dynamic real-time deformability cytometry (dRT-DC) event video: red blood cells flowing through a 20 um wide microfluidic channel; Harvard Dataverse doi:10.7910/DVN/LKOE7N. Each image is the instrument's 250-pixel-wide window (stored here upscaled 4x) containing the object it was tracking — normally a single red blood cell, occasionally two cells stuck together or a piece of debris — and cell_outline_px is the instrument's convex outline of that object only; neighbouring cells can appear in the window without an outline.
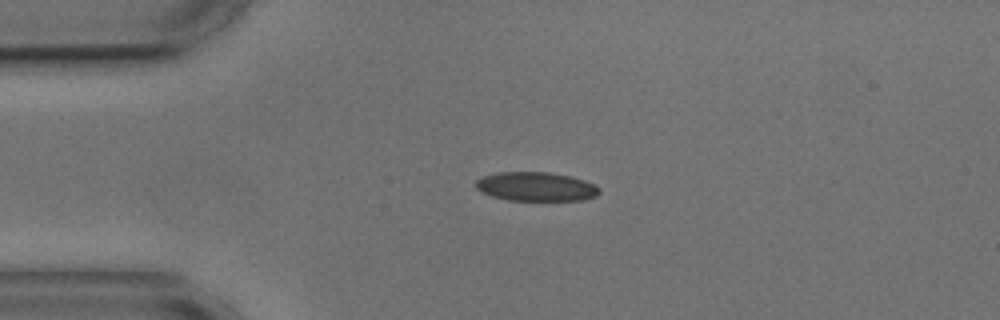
{"species": "common noctule bat (a hibernating species)", "species_latin": "Nyctalus noctula", "temperature_condition": "cold", "stored_images_in_passage": 2, "camera_frame_rate_fps": 3000, "um_per_image_px": 0.085, "animal": {"sex": "male", "body_mass_g": 17.9, "forearm_length_mm": 54.2}, "frame": {"image": 1, "passage_image": 1, "time_ms": 0.0, "image_size_px": [1000, 320], "cell_outline_px": [[600, 192], [596, 196], [584, 200], [508, 200], [492, 196], [480, 192], [476, 188], [476, 180], [484, 176], [500, 172], [548, 172], [568, 176], [584, 180], [596, 184], [600, 188]], "centroid_in_image_um": [45.58, 15.86], "position_along_channel_um": 39.4, "area_um2": 20.87}}
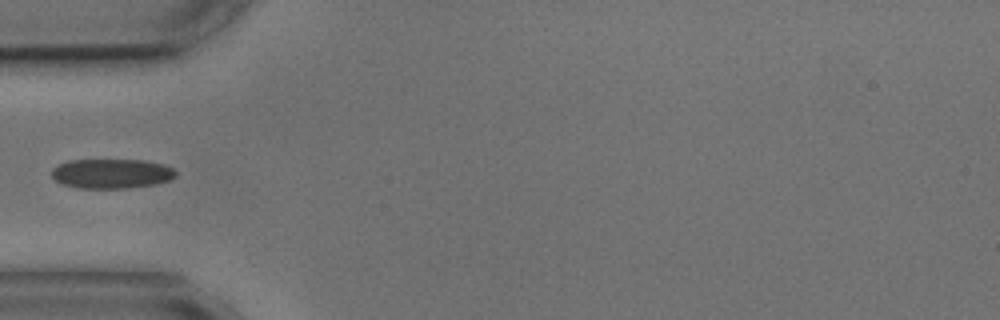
{"frame": {"image": 2, "passage_image": 2, "time_ms": 1.667, "image_size_px": [1000, 320], "cell_outline_px": [[176, 176], [168, 180], [152, 184], [128, 188], [76, 188], [60, 184], [52, 176], [52, 168], [56, 164], [68, 160], [144, 160], [164, 164], [172, 168], [176, 172]], "centroid_in_image_um": [9.42, 14.75], "position_along_channel_um": 75.6, "area_um2": 21.5}}